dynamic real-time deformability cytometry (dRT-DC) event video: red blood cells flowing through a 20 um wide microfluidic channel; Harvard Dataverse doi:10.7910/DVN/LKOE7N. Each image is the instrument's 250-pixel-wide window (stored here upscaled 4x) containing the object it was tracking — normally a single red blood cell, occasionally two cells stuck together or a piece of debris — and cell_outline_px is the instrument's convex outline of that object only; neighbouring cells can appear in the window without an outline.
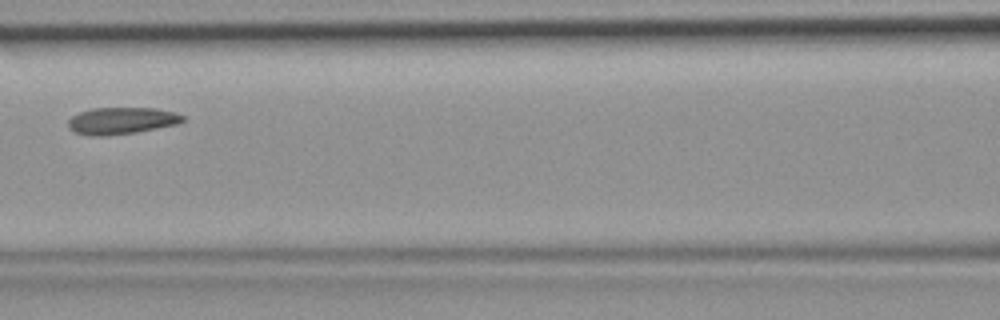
{"species": "common noctule bat (a hibernating species)", "species_latin": "Nyctalus noctula", "temperature_condition": "room temperature", "stored_images_in_passage": 7, "camera_frame_rate_fps": 3000, "um_per_image_px": 0.085, "animal": {"sex": "female", "body_mass_g": 19.9}, "frame": {"image": 1, "passage_image": 7, "time_ms": 2.0, "image_size_px": [1000, 320], "cell_outline_px": [[184, 120], [176, 124], [136, 132], [100, 136], [92, 136], [76, 132], [68, 128], [68, 120], [72, 116], [80, 112], [92, 108], [156, 108], [176, 112], [184, 116]], "centroid_in_image_um": [10.32, 10.25], "position_along_channel_um": 156.3, "area_um2": 17.8}}